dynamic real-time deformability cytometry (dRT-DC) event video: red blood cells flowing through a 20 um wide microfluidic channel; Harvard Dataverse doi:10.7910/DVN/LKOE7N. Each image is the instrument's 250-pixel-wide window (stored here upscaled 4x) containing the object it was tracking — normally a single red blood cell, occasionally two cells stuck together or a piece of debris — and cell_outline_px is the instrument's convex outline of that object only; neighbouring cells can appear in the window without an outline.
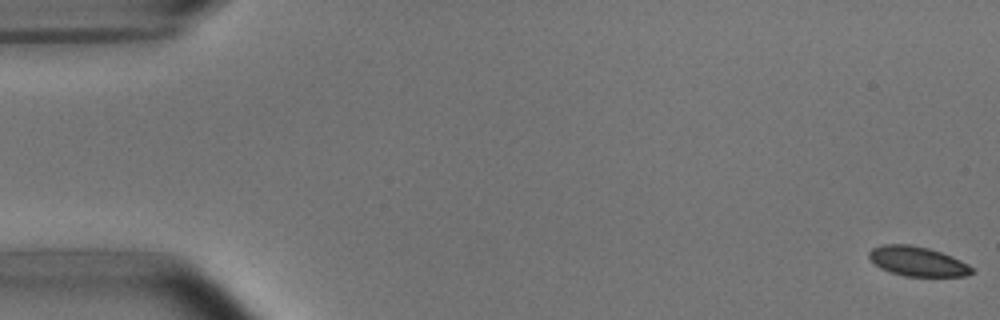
{"species": "common noctule bat (a hibernating species)", "species_latin": "Nyctalus noctula", "temperature_condition": "room temperature", "stored_images_in_passage": 51, "camera_frame_rate_fps": 3000, "um_per_image_px": 0.085, "animal": {"sex": "male", "body_mass_g": 15.6}, "frame": {"image": 1, "passage_image": 1, "time_ms": 0.0, "image_size_px": [1000, 320], "cell_outline_px": [[976, 272], [968, 276], [904, 276], [880, 268], [868, 256], [868, 252], [872, 248], [880, 244], [908, 244], [928, 248], [952, 256], [968, 264]], "centroid_in_image_um": [78.0, 22.21], "position_along_channel_um": 7.0, "area_um2": 17.74}}
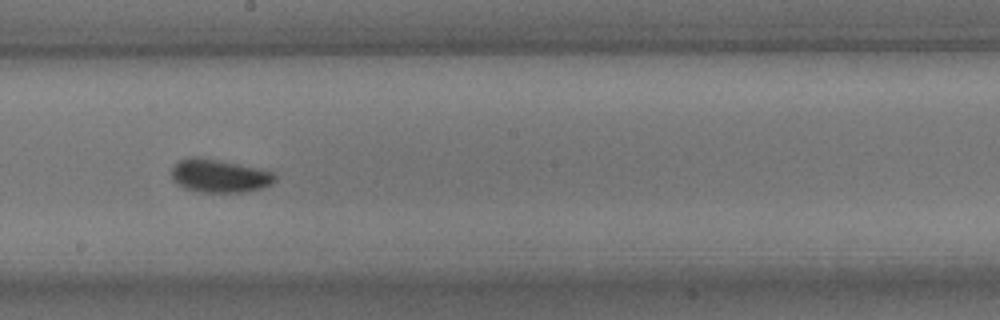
{"frame": {"image": 2, "passage_image": 30, "time_ms": 9.667, "image_size_px": [1000, 320], "cell_outline_px": [[276, 180], [272, 184], [264, 188], [244, 192], [200, 192], [184, 188], [176, 184], [172, 176], [172, 168], [180, 160], [188, 156], [196, 156], [276, 172]], "centroid_in_image_um": [18.66, 14.96], "position_along_channel_um": 229.5, "area_um2": 20.0}}
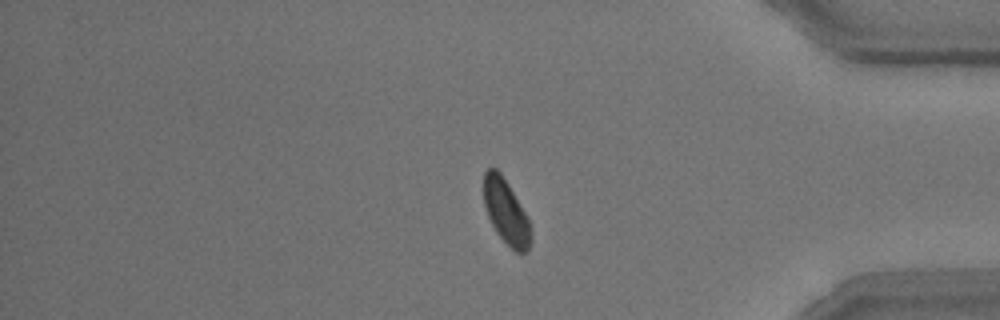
{"frame": {"image": 3, "passage_image": 45, "time_ms": 14.667, "image_size_px": [1000, 320], "cell_outline_px": [[532, 240], [528, 252], [516, 252], [496, 232], [488, 216], [484, 204], [484, 172], [488, 168], [496, 168], [500, 172], [508, 184], [528, 216], [532, 236]], "centroid_in_image_um": [43.03, 18.01], "position_along_channel_um": 392.2, "area_um2": 17.69}, "authors_computed_cell_mechanics": {"area_um2": 18.9006, "velocity_mm_per_s": 3.7696, "shape_relaxation_time_tau1_ms": 3.6171, "shape_relaxation_time_tau2_ms": 8.2266, "deformation_change_tau1": 0.0758, "deformation_change_tau2": 0.1031}}